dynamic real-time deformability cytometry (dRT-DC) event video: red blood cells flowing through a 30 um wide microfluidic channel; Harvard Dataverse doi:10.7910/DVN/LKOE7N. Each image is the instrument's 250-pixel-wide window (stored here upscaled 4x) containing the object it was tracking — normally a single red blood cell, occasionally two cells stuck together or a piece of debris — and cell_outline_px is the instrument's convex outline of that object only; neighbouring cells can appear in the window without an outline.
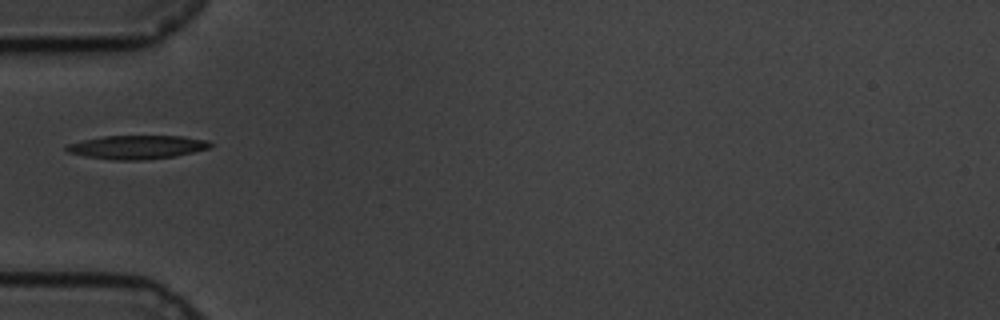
{"species": "common noctule bat (a hibernating species)", "species_latin": "Nyctalus noctula", "temperature_condition": "cold", "stored_images_in_passage": 41, "camera_frame_rate_fps": 3000, "um_per_image_px": 0.085, "animal": {"sex": "male", "body_mass_g": 19.5, "forearm_length_mm": 54.6}, "frame": {"image": 1, "passage_image": 1, "time_ms": 0.0, "image_size_px": [1000, 320], "cell_outline_px": [[212, 148], [172, 156], [140, 160], [112, 160], [88, 156], [68, 152], [64, 148], [68, 144], [84, 140], [104, 136], [184, 136], [208, 140], [212, 144]], "centroid_in_image_um": [11.68, 12.5], "position_along_channel_um": 73.3, "area_um2": 19.59}}
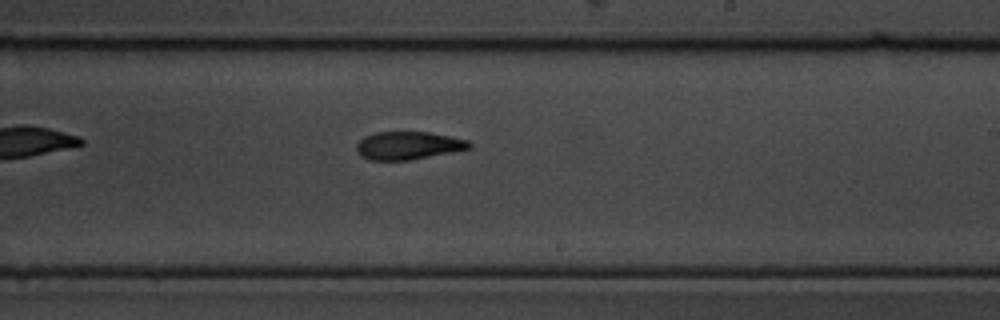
{"frame": {"image": 2, "passage_image": 17, "time_ms": 5.333, "image_size_px": [1000, 320], "cell_outline_px": [[472, 148], [408, 160], [368, 160], [360, 156], [356, 152], [356, 144], [364, 136], [376, 132], [428, 132], [468, 140], [472, 144]], "centroid_in_image_um": [34.65, 12.37], "position_along_channel_um": 254.3, "area_um2": 18.32}}
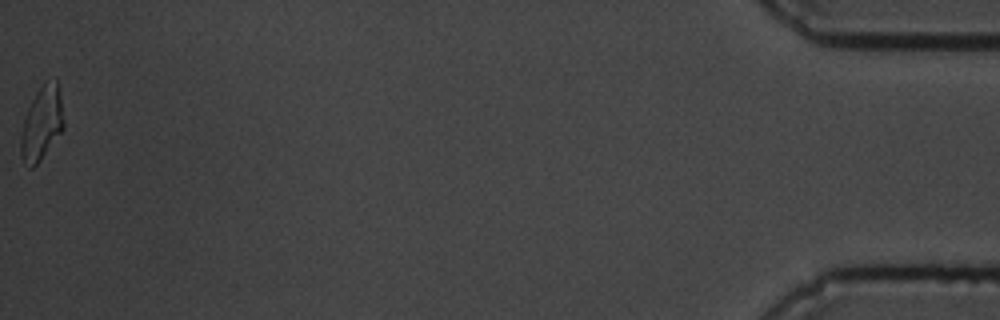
{"frame": {"image": 3, "passage_image": 41, "time_ms": 13.333, "image_size_px": [1000, 320], "cell_outline_px": [[64, 128], [40, 160], [32, 168], [28, 168], [20, 156], [20, 136], [24, 120], [28, 108], [36, 92], [44, 80], [56, 80], [60, 92], [64, 124]], "centroid_in_image_um": [3.54, 10.48], "position_along_channel_um": 431.7, "area_um2": 18.38}}